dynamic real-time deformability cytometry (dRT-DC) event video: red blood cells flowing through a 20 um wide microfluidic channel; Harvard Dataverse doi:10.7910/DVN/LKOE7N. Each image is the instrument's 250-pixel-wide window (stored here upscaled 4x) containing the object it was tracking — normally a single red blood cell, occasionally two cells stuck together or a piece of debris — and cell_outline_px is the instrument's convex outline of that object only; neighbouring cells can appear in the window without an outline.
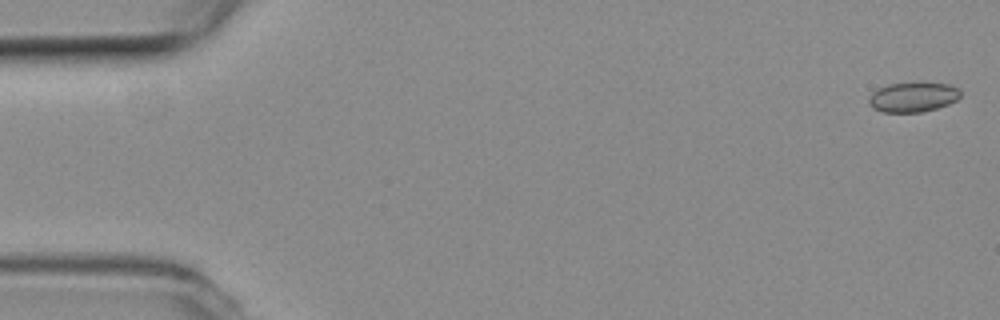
{"species": "common noctule bat (a hibernating species)", "species_latin": "Nyctalus noctula", "temperature_condition": "room temperature", "stored_images_in_passage": 15, "camera_frame_rate_fps": 3000, "um_per_image_px": 0.085, "animal": {"sex": "female", "body_mass_g": 19.3, "forearm_length_mm": 54.1}, "frame": {"image": 1, "passage_image": 2, "time_ms": 0.333, "image_size_px": [1000, 320], "cell_outline_px": [[960, 96], [956, 100], [948, 104], [936, 108], [920, 112], [884, 112], [872, 108], [868, 104], [868, 100], [872, 92], [888, 84], [920, 80], [948, 84], [960, 88]], "centroid_in_image_um": [77.61, 8.21], "position_along_channel_um": 7.4, "area_um2": 16.42}}
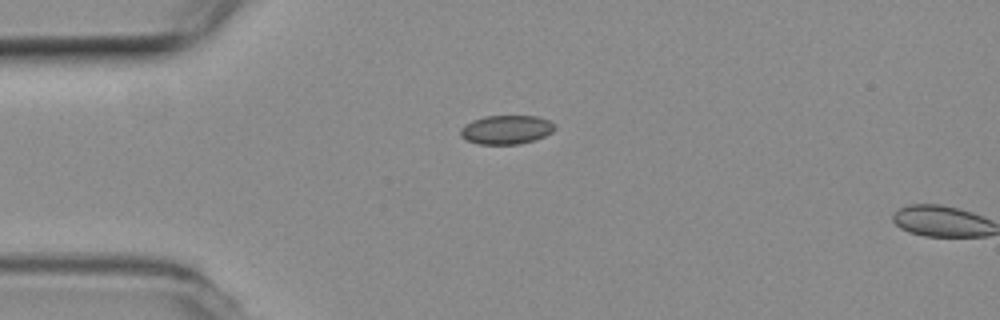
{"frame": {"image": 2, "passage_image": 14, "time_ms": 4.333, "image_size_px": [1000, 320], "cell_outline_px": [[556, 128], [552, 132], [544, 136], [520, 144], [480, 144], [464, 140], [460, 136], [460, 128], [464, 124], [472, 120], [484, 116], [536, 116], [548, 120], [556, 124]], "centroid_in_image_um": [43.0, 11.02], "position_along_channel_um": 42.0, "area_um2": 16.01}}